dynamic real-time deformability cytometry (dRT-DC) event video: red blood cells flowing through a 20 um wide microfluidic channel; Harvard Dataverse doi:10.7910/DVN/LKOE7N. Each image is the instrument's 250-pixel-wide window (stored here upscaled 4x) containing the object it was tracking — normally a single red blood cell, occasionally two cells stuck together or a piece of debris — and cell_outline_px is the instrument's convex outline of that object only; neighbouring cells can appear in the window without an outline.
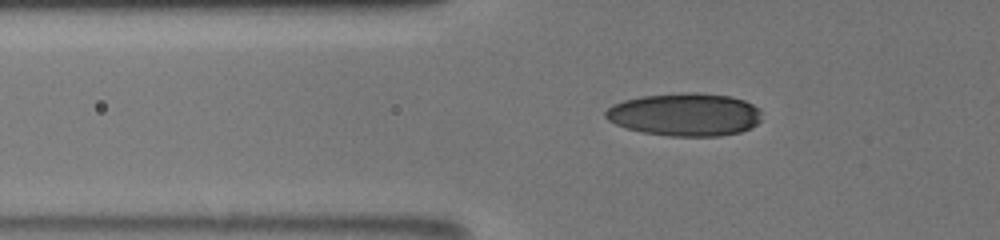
{"species": "human", "species_latin": "Homo sapiens", "temperature_condition": "room temperature", "stored_images_in_passage": 10, "camera_frame_rate_fps": 3000, "um_per_image_px": 0.085, "donor": {"sex": "male"}, "frame": {"image": 1, "passage_image": 5, "time_ms": 2.333, "image_size_px": [1000, 240], "cell_outline_px": [[760, 120], [756, 124], [740, 132], [720, 136], [668, 136], [644, 132], [628, 128], [616, 124], [608, 120], [604, 116], [604, 112], [612, 104], [624, 100], [640, 96], [688, 92], [732, 96], [744, 100], [760, 108]], "centroid_in_image_um": [58.21, 9.73], "position_along_channel_um": 67.6, "area_um2": 39.02}}
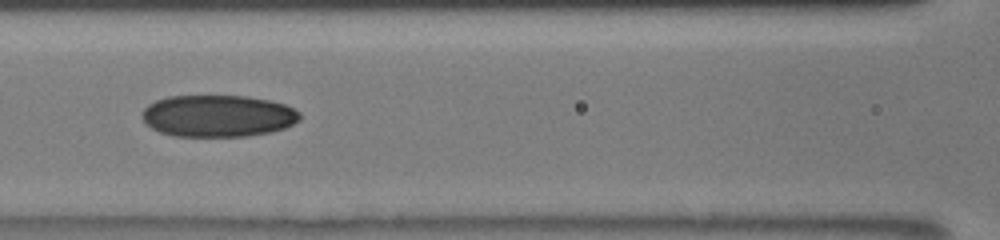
{"frame": {"image": 2, "passage_image": 9, "time_ms": 4.667, "image_size_px": [1000, 240], "cell_outline_px": [[300, 120], [284, 128], [272, 132], [248, 136], [172, 136], [160, 132], [144, 124], [140, 116], [144, 108], [148, 104], [156, 100], [168, 96], [248, 96], [268, 100], [284, 104], [300, 112]], "centroid_in_image_um": [18.49, 9.85], "position_along_channel_um": 148.1, "area_um2": 38.78}}